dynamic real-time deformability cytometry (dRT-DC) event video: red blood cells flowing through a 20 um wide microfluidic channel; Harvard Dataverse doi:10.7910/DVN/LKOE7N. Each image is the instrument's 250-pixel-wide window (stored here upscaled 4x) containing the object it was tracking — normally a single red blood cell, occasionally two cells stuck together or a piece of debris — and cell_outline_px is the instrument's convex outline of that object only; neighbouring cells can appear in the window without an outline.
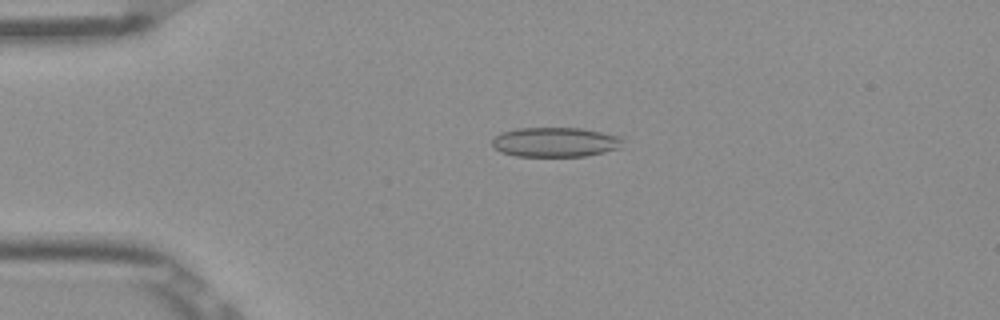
{"species": "Egyptian fruit bat (a non-hibernating species)", "species_latin": "Rousettus aegyptiacus", "temperature_condition": "room temperature", "stored_images_in_passage": 52, "camera_frame_rate_fps": 3000, "um_per_image_px": 0.085, "frame": {"image": 1, "passage_image": 12, "time_ms": 3.667, "image_size_px": [1000, 320], "cell_outline_px": [[624, 140], [616, 148], [604, 152], [584, 156], [516, 156], [500, 152], [492, 144], [492, 140], [500, 132], [516, 128], [580, 128], [624, 136]], "centroid_in_image_um": [47.18, 12.07], "position_along_channel_um": 37.8, "area_um2": 22.54}}
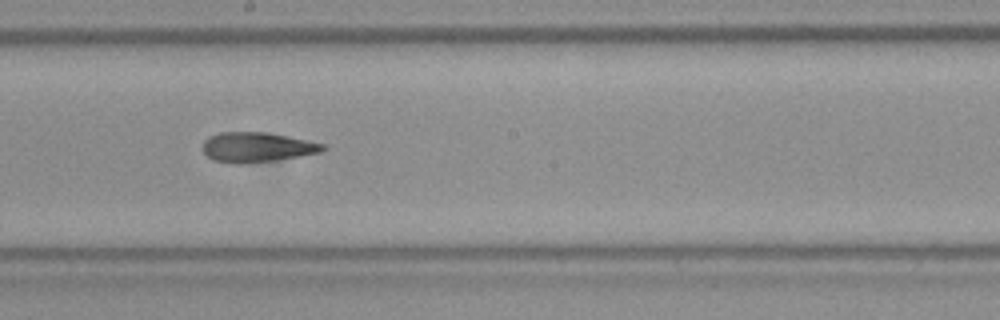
{"frame": {"image": 2, "passage_image": 29, "time_ms": 9.333, "image_size_px": [1000, 320], "cell_outline_px": [[328, 148], [320, 152], [300, 156], [276, 160], [244, 164], [236, 164], [212, 160], [204, 152], [204, 140], [208, 136], [220, 132], [264, 132], [288, 136], [328, 144]], "centroid_in_image_um": [21.88, 12.51], "position_along_channel_um": 226.3, "area_um2": 21.1}}
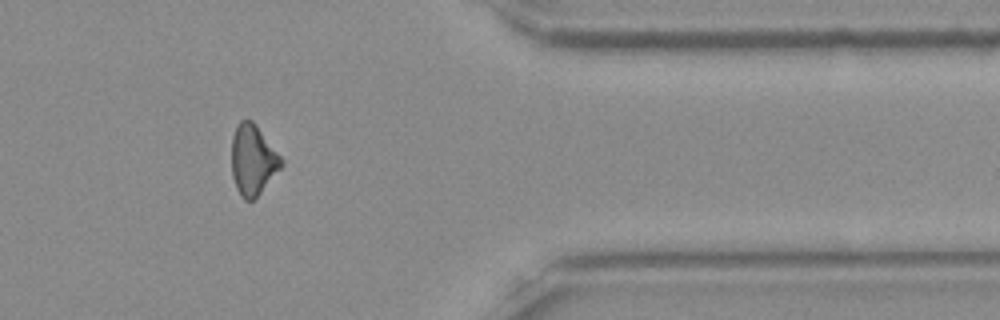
{"frame": {"image": 3, "passage_image": 43, "time_ms": 14.0, "image_size_px": [1000, 320], "cell_outline_px": [[284, 164], [260, 192], [252, 200], [244, 200], [240, 196], [236, 188], [232, 176], [232, 136], [236, 124], [240, 120], [252, 120], [256, 124], [284, 160]], "centroid_in_image_um": [21.48, 13.57], "position_along_channel_um": 389.9, "area_um2": 20.35}, "authors_computed_cell_mechanics": {"area_um2": 21.0103, "velocity_mm_per_s": 3.92, "shape_relaxation_time_tau1_ms": null, "shape_relaxation_time_tau2_ms": 5.7789, "deformation_change_tau1": null, "deformation_change_tau2": 0.1596}}